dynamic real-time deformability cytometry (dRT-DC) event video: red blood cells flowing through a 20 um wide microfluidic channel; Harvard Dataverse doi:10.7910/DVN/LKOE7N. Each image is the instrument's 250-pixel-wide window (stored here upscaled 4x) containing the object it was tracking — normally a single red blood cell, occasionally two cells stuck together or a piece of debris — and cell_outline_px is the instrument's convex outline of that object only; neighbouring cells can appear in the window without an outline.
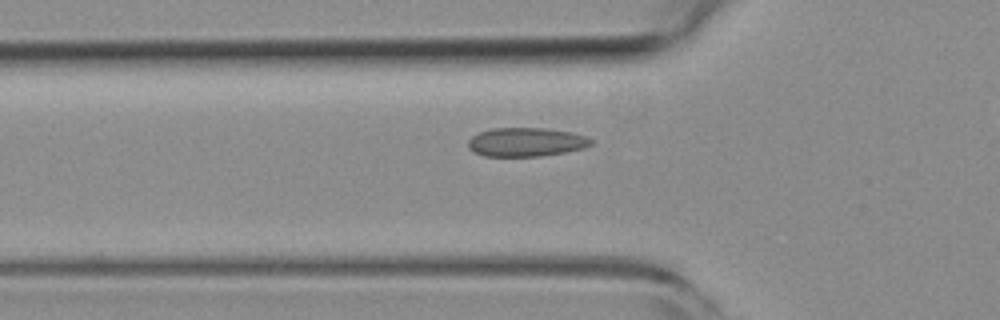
{"species": "common noctule bat (a hibernating species)", "species_latin": "Nyctalus noctula", "temperature_condition": "room temperature", "stored_images_in_passage": 31, "camera_frame_rate_fps": 3000, "um_per_image_px": 0.085, "animal": {"sex": "female", "body_mass_g": 19.3, "forearm_length_mm": 54.1}, "frame": {"image": 1, "passage_image": 3, "time_ms": 0.667, "image_size_px": [1000, 320], "cell_outline_px": [[592, 144], [584, 148], [564, 152], [540, 156], [484, 156], [468, 148], [468, 140], [472, 136], [480, 132], [492, 128], [544, 128], [572, 132], [584, 136], [592, 140]], "centroid_in_image_um": [44.7, 12.07], "position_along_channel_um": 81.1, "area_um2": 20.52}}
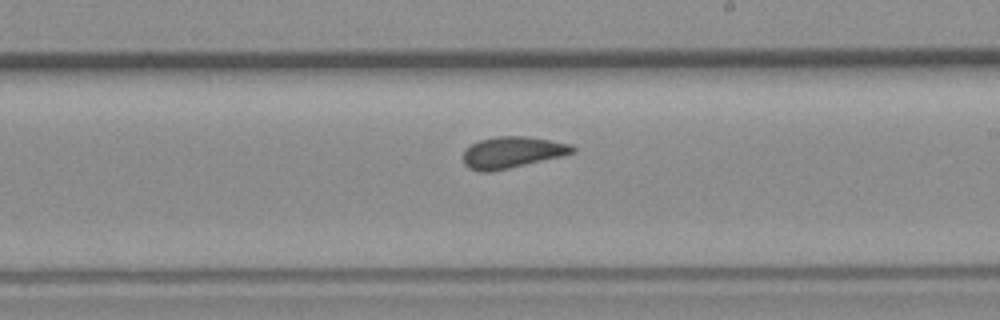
{"frame": {"image": 2, "passage_image": 16, "time_ms": 5.0, "image_size_px": [1000, 320], "cell_outline_px": [[576, 152], [560, 156], [508, 168], [488, 172], [480, 172], [468, 168], [464, 164], [464, 148], [480, 140], [496, 136], [528, 136], [572, 144], [576, 148]], "centroid_in_image_um": [43.52, 12.94], "position_along_channel_um": 245.5, "area_um2": 19.94}}
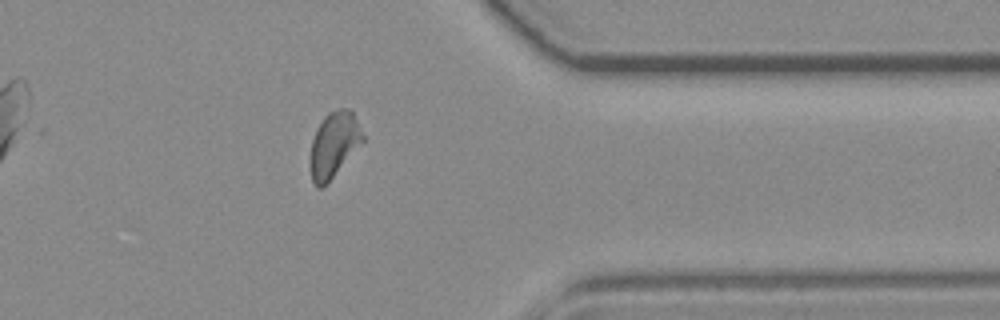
{"frame": {"image": 3, "passage_image": 28, "time_ms": 9.0, "image_size_px": [1000, 320], "cell_outline_px": [[364, 140], [332, 176], [320, 188], [316, 188], [312, 180], [308, 164], [312, 140], [316, 128], [324, 116], [328, 112], [340, 108], [348, 108], [352, 112], [364, 136]], "centroid_in_image_um": [28.33, 12.27], "position_along_channel_um": 383.1, "area_um2": 19.71}}